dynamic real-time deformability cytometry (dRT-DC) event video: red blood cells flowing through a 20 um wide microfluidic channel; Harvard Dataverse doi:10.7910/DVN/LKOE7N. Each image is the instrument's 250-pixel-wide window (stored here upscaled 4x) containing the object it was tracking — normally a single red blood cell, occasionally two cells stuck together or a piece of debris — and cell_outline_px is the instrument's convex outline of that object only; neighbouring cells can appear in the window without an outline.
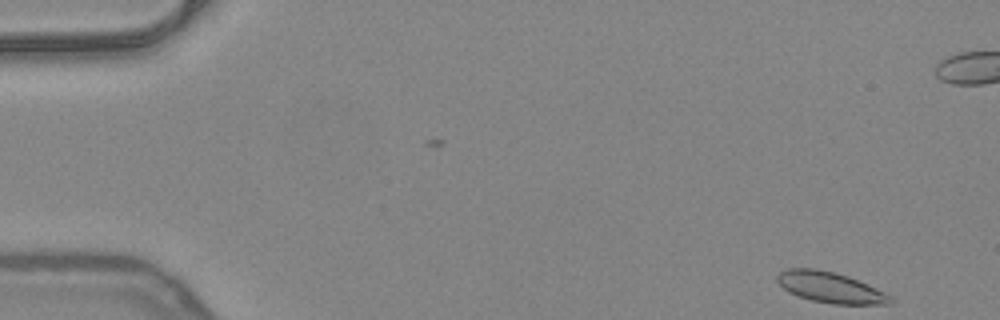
{"species": "common noctule bat (a hibernating species)", "species_latin": "Nyctalus noctula", "temperature_condition": "warm", "stored_images_in_passage": 2, "camera_frame_rate_fps": 3000, "um_per_image_px": 0.085, "animal": {"sex": "female", "body_mass_g": 24.6, "forearm_length_mm": 56.2}, "frame": {"image": 1, "passage_image": 2, "time_ms": 0.333, "image_size_px": [1000, 320], "cell_outline_px": [[892, 304], [832, 304], [812, 300], [788, 292], [776, 280], [776, 276], [780, 272], [788, 268], [816, 268], [836, 272], [848, 276], [868, 284], [892, 296]], "centroid_in_image_um": [70.58, 24.42], "position_along_channel_um": 14.4, "area_um2": 20.29}}